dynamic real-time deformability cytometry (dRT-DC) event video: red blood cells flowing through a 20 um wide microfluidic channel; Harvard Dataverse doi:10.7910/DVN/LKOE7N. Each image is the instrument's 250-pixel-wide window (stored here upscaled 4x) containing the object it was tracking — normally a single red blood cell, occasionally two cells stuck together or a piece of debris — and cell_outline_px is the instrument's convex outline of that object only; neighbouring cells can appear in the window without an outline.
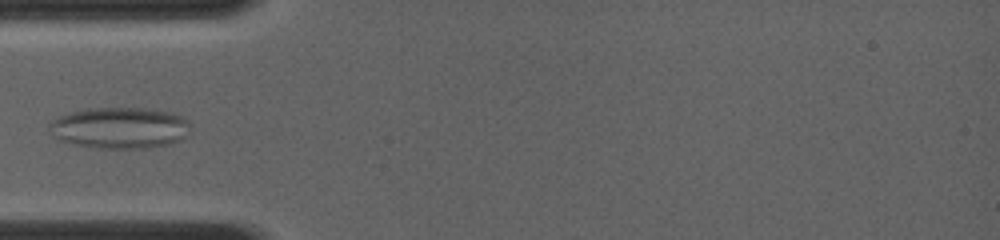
{"species": "common noctule bat (a hibernating species)", "species_latin": "Nyctalus noctula", "temperature_condition": "room temperature", "stored_images_in_passage": 21, "camera_frame_rate_fps": 4000, "um_per_image_px": 0.085, "animal": {"sex": "female", "body_mass_g": 19.0, "forearm_length_mm": 56.7}, "frame": {"image": 1, "passage_image": 4, "time_ms": 1.0, "image_size_px": [1000, 240], "cell_outline_px": [[192, 132], [188, 136], [168, 144], [148, 148], [100, 148], [72, 144], [56, 140], [48, 132], [48, 124], [52, 120], [60, 116], [72, 112], [92, 108], [144, 108], [172, 112], [188, 120]], "centroid_in_image_um": [10.17, 10.88], "position_along_channel_um": 74.8, "area_um2": 34.33}}
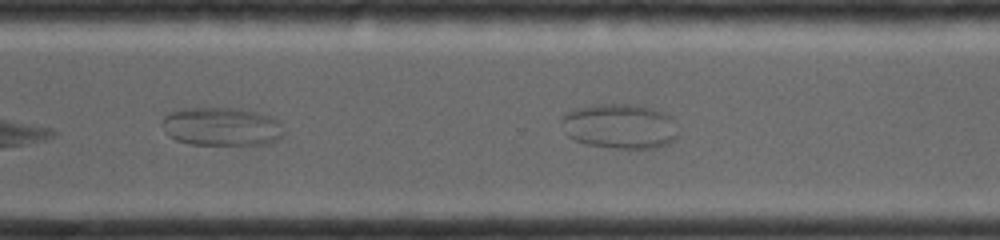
{"frame": {"image": 2, "passage_image": 18, "time_ms": 6.75, "image_size_px": [1000, 240], "cell_outline_px": [[284, 136], [272, 144], [192, 144], [176, 140], [168, 136], [160, 120], [168, 112], [184, 108], [240, 108], [260, 112], [272, 116], [276, 120], [284, 132]], "centroid_in_image_um": [18.84, 10.75], "position_along_channel_um": 351.8, "area_um2": 27.57}}